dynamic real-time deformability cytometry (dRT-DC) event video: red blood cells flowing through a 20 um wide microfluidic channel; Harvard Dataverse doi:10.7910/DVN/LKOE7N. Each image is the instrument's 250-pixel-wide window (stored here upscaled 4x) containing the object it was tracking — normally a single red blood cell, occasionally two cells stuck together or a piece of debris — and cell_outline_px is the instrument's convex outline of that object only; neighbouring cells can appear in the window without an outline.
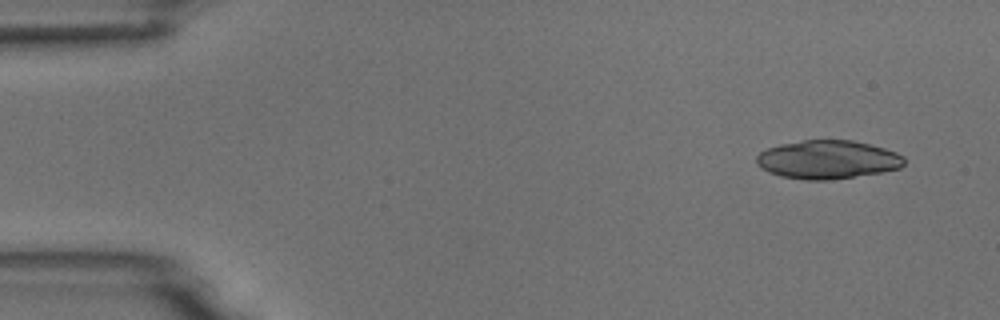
{"species": "common noctule bat (a hibernating species)", "species_latin": "Nyctalus noctula", "temperature_condition": "room temperature", "stored_images_in_passage": 3, "camera_frame_rate_fps": 3000, "um_per_image_px": 0.085, "animal": {"sex": "male", "body_mass_g": 18.8}, "frame": {"image": 1, "passage_image": 1, "time_ms": 0.0, "image_size_px": [1000, 320], "cell_outline_px": [[904, 164], [900, 168], [880, 172], [828, 180], [808, 180], [780, 176], [768, 172], [760, 168], [756, 164], [756, 156], [760, 152], [768, 148], [780, 144], [804, 140], [852, 140], [884, 148], [896, 152], [904, 156]], "centroid_in_image_um": [70.32, 13.56], "position_along_channel_um": 14.7, "area_um2": 33.06}}